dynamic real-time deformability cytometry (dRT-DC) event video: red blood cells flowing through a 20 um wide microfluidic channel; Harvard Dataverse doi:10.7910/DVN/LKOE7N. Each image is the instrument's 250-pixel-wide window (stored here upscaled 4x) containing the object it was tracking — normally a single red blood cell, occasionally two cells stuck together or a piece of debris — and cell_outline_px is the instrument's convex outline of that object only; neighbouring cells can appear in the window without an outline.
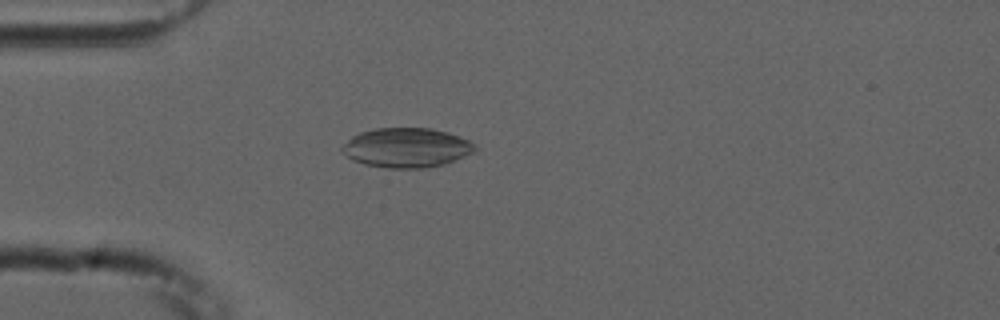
{"species": "common noctule bat (a hibernating species)", "species_latin": "Nyctalus noctula", "temperature_condition": "cold", "stored_images_in_passage": 24, "camera_frame_rate_fps": 3000, "um_per_image_px": 0.085, "animal": {"sex": "male", "forearm_length_mm": 52.5}, "frame": {"image": 1, "passage_image": 9, "time_ms": 2.667, "image_size_px": [1000, 320], "cell_outline_px": [[476, 152], [444, 164], [424, 168], [388, 168], [364, 164], [352, 160], [340, 152], [340, 148], [352, 136], [360, 132], [376, 128], [428, 128], [448, 132], [468, 140], [476, 144]], "centroid_in_image_um": [34.54, 12.56], "position_along_channel_um": 50.5, "area_um2": 30.75}}
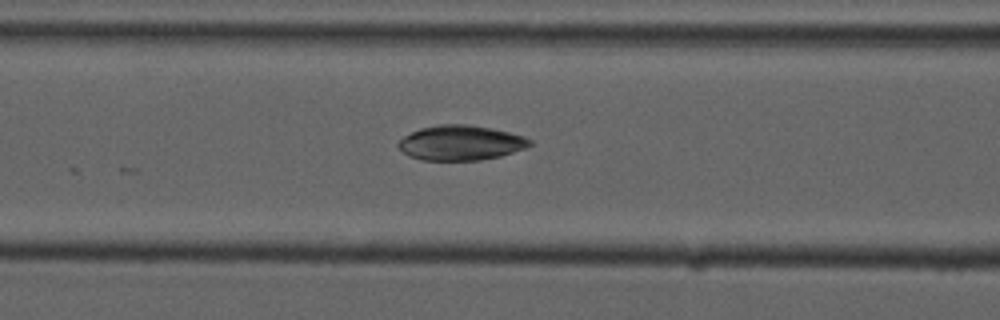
{"frame": {"image": 2, "passage_image": 16, "time_ms": 5.0, "image_size_px": [1000, 320], "cell_outline_px": [[532, 144], [528, 148], [500, 156], [480, 160], [424, 160], [408, 156], [396, 144], [404, 136], [420, 128], [440, 124], [464, 124], [492, 128], [524, 136], [532, 140]], "centroid_in_image_um": [39.19, 12.14], "position_along_channel_um": 127.4, "area_um2": 26.76}}
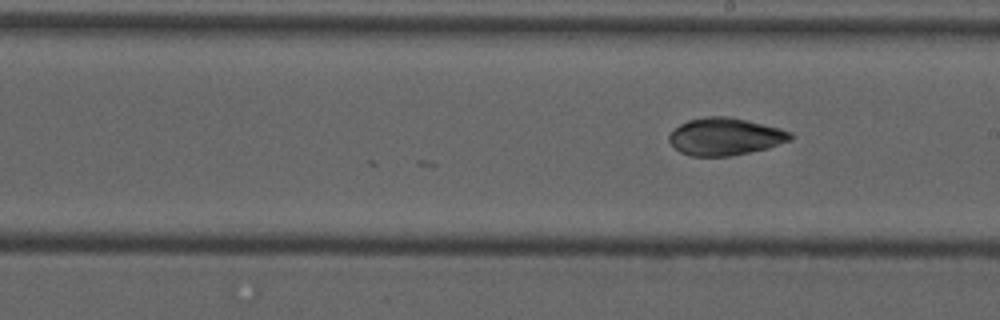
{"frame": {"image": 3, "passage_image": 24, "time_ms": 7.667, "image_size_px": [1000, 320], "cell_outline_px": [[792, 140], [768, 148], [728, 156], [692, 156], [680, 152], [668, 140], [668, 136], [680, 124], [688, 120], [704, 116], [728, 116], [780, 128], [792, 132]], "centroid_in_image_um": [61.64, 11.6], "position_along_channel_um": 227.4, "area_um2": 26.3}}